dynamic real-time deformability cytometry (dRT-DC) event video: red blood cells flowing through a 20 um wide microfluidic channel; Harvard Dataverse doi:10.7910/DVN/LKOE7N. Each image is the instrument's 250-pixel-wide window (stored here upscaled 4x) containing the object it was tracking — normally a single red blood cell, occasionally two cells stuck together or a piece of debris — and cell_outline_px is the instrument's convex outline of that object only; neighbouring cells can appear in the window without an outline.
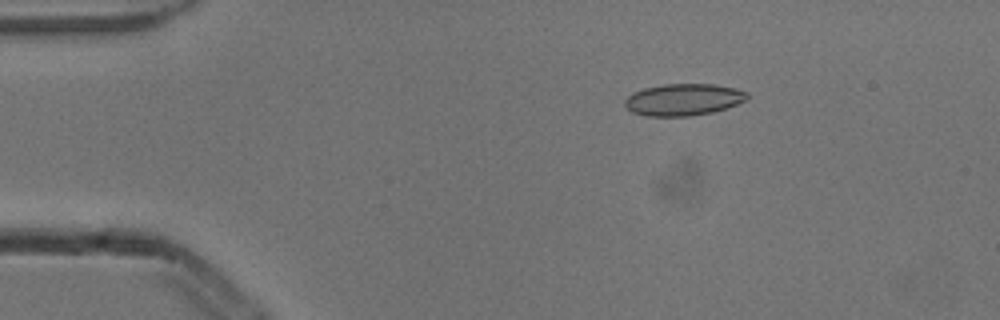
{"species": "common noctule bat (a hibernating species)", "species_latin": "Nyctalus noctula", "temperature_condition": "cold", "stored_images_in_passage": 5, "camera_frame_rate_fps": 3000, "um_per_image_px": 0.085, "animal": {"sex": "male", "body_mass_g": 13.3}, "frame": {"image": 1, "passage_image": 3, "time_ms": 0.667, "image_size_px": [1000, 320], "cell_outline_px": [[748, 100], [712, 112], [688, 116], [648, 116], [632, 112], [624, 104], [624, 100], [628, 96], [644, 88], [664, 84], [712, 84], [732, 88], [748, 92]], "centroid_in_image_um": [58.09, 8.47], "position_along_channel_um": 26.9, "area_um2": 22.43}}
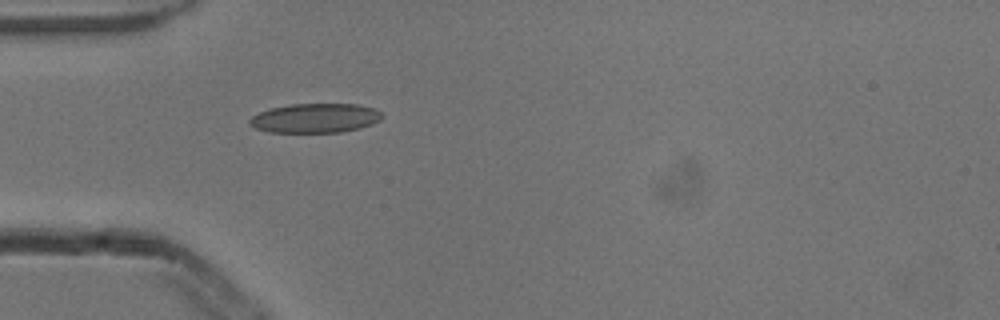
{"frame": {"image": 2, "passage_image": 5, "time_ms": 1.333, "image_size_px": [1000, 320], "cell_outline_px": [[384, 116], [380, 120], [372, 124], [360, 128], [340, 132], [268, 132], [256, 128], [248, 124], [248, 120], [252, 116], [260, 112], [272, 108], [288, 104], [356, 104], [372, 108], [380, 112]], "centroid_in_image_um": [26.78, 10.04], "position_along_channel_um": 58.2, "area_um2": 22.6}}